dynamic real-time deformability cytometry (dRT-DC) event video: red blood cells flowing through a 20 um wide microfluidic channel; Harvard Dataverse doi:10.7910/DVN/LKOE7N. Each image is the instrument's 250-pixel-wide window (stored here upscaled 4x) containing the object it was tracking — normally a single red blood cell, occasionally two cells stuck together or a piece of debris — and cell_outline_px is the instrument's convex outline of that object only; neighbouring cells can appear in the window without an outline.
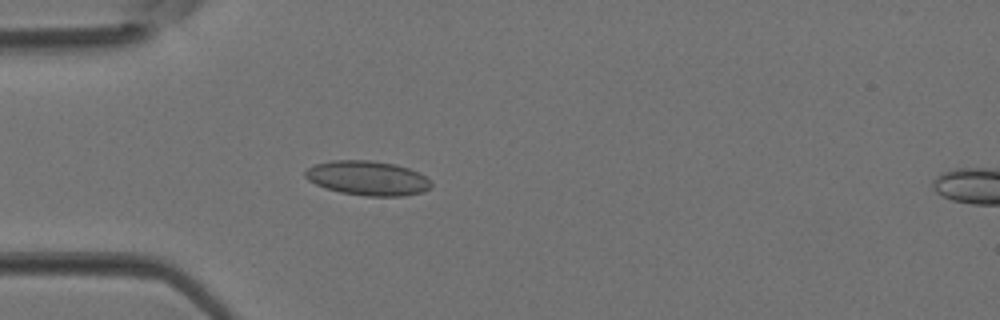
{"species": "Egyptian fruit bat (a non-hibernating species)", "species_latin": "Rousettus aegyptiacus", "temperature_condition": "room temperature", "stored_images_in_passage": 5, "camera_frame_rate_fps": 3000, "um_per_image_px": 0.085, "animal": {"sex": "female"}, "frame": {"image": 1, "passage_image": 4, "time_ms": 1.0, "image_size_px": [1000, 320], "cell_outline_px": [[432, 188], [424, 192], [404, 196], [368, 196], [340, 192], [324, 188], [308, 180], [304, 176], [304, 172], [308, 168], [316, 164], [332, 160], [372, 160], [396, 164], [408, 168], [432, 180]], "centroid_in_image_um": [31.27, 15.14], "position_along_channel_um": 53.7, "area_um2": 25.49}}